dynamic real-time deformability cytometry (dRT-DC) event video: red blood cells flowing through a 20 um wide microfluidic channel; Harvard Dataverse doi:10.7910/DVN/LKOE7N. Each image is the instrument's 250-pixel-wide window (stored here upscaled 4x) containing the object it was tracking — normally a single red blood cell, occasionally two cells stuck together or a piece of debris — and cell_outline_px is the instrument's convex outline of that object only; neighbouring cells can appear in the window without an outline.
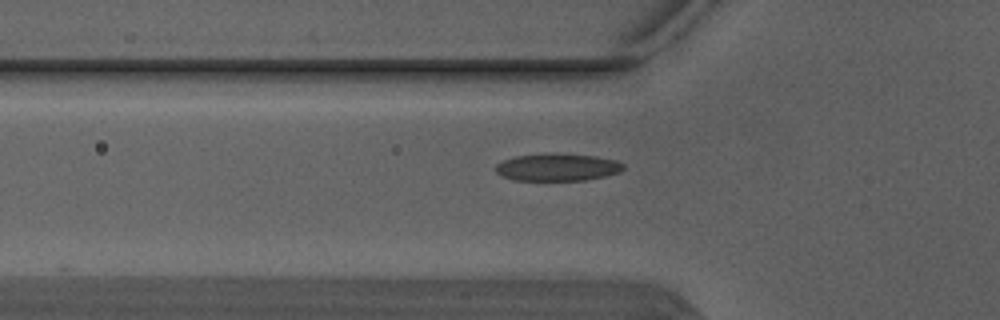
{"species": "Egyptian fruit bat (a non-hibernating species)", "species_latin": "Rousettus aegyptiacus", "temperature_condition": "warm", "stored_images_in_passage": 8, "camera_frame_rate_fps": 3000, "um_per_image_px": 0.085, "animal": {"sex": "male"}, "frame": {"image": 1, "passage_image": 8, "time_ms": 2.333, "image_size_px": [1000, 320], "cell_outline_px": [[624, 168], [620, 172], [604, 176], [584, 180], [516, 180], [504, 176], [496, 172], [496, 164], [504, 160], [516, 156], [544, 152], [596, 156], [616, 160], [624, 164]], "centroid_in_image_um": [47.39, 14.19], "position_along_channel_um": 78.4, "area_um2": 20.4}}